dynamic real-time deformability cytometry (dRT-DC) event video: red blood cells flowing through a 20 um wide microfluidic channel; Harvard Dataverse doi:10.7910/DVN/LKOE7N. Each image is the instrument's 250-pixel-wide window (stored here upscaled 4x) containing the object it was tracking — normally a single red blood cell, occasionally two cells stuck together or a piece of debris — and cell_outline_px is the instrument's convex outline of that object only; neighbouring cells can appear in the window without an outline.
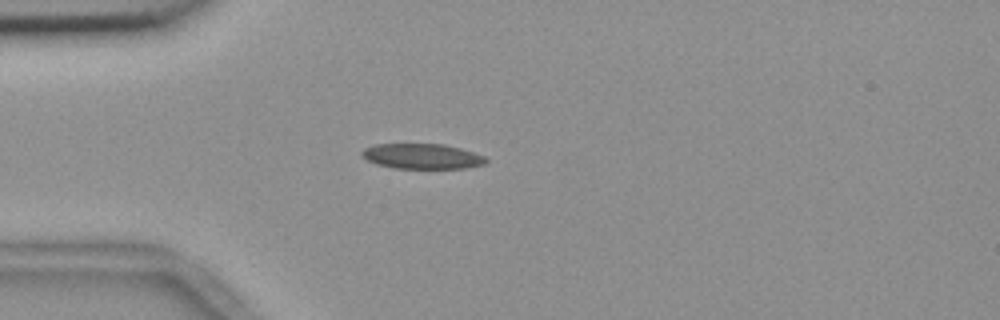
{"species": "common noctule bat (a hibernating species)", "species_latin": "Nyctalus noctula", "temperature_condition": "room temperature", "stored_images_in_passage": 41, "camera_frame_rate_fps": 3000, "um_per_image_px": 0.085, "animal": {"sex": "female", "body_mass_g": 18.4}, "frame": {"image": 1, "passage_image": 1, "time_ms": 0.0, "image_size_px": [1000, 320], "cell_outline_px": [[488, 160], [484, 164], [464, 168], [396, 168], [376, 164], [360, 156], [360, 152], [364, 148], [372, 144], [444, 144], [460, 148], [484, 156]], "centroid_in_image_um": [35.83, 13.27], "position_along_channel_um": 49.2, "area_um2": 18.21}}
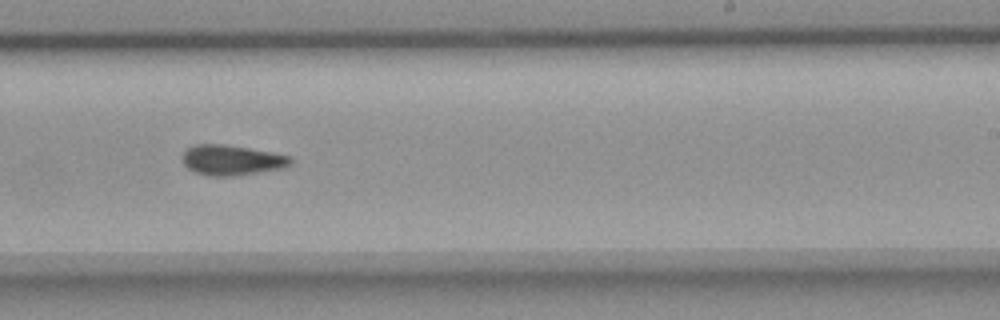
{"frame": {"image": 2, "passage_image": 20, "time_ms": 6.333, "image_size_px": [1000, 320], "cell_outline_px": [[292, 164], [284, 168], [232, 176], [208, 176], [196, 172], [188, 168], [184, 164], [184, 148], [196, 144], [224, 144], [272, 152], [288, 156], [292, 160]], "centroid_in_image_um": [19.69, 13.6], "position_along_channel_um": 269.3, "area_um2": 18.96}}
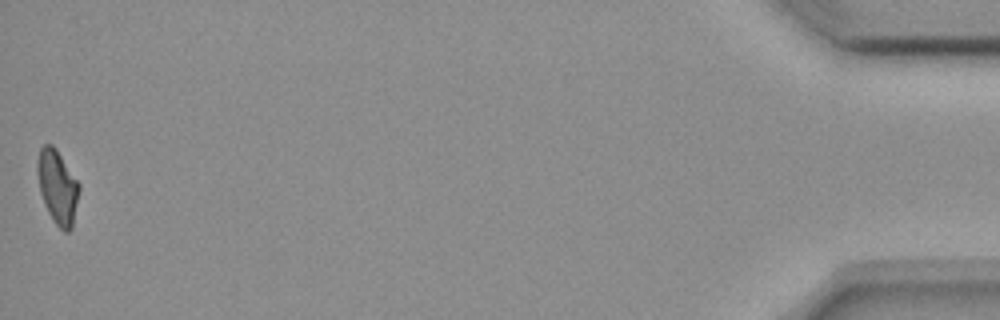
{"frame": {"image": 3, "passage_image": 41, "time_ms": 13.333, "image_size_px": [1000, 320], "cell_outline_px": [[80, 188], [72, 228], [68, 232], [64, 232], [56, 224], [48, 212], [44, 204], [40, 192], [36, 172], [36, 160], [40, 148], [44, 144], [52, 144], [56, 148], [80, 184]], "centroid_in_image_um": [4.87, 15.86], "position_along_channel_um": 430.3, "area_um2": 18.15}, "authors_computed_cell_mechanics": {"area_um2": 18.496, "velocity_mm_per_s": 3.6737, "shape_relaxation_time_tau1_ms": null, "shape_relaxation_time_tau2_ms": 4.1038, "deformation_change_tau1": null, "deformation_change_tau2": 0.1033}}